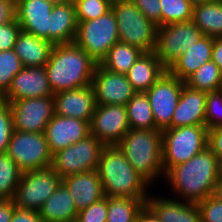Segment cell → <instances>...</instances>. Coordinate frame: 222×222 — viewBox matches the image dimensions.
Listing matches in <instances>:
<instances>
[{
  "label": "cell",
  "mask_w": 222,
  "mask_h": 222,
  "mask_svg": "<svg viewBox=\"0 0 222 222\" xmlns=\"http://www.w3.org/2000/svg\"><path fill=\"white\" fill-rule=\"evenodd\" d=\"M221 174L222 165L207 147L187 162L171 167L165 173L163 182L167 181L173 195L171 198L198 203L213 195Z\"/></svg>",
  "instance_id": "cell-1"
},
{
  "label": "cell",
  "mask_w": 222,
  "mask_h": 222,
  "mask_svg": "<svg viewBox=\"0 0 222 222\" xmlns=\"http://www.w3.org/2000/svg\"><path fill=\"white\" fill-rule=\"evenodd\" d=\"M97 63L78 45H54L44 66L53 94L91 85Z\"/></svg>",
  "instance_id": "cell-2"
},
{
  "label": "cell",
  "mask_w": 222,
  "mask_h": 222,
  "mask_svg": "<svg viewBox=\"0 0 222 222\" xmlns=\"http://www.w3.org/2000/svg\"><path fill=\"white\" fill-rule=\"evenodd\" d=\"M97 172L105 197H149L151 185L128 163L117 145L102 148Z\"/></svg>",
  "instance_id": "cell-3"
},
{
  "label": "cell",
  "mask_w": 222,
  "mask_h": 222,
  "mask_svg": "<svg viewBox=\"0 0 222 222\" xmlns=\"http://www.w3.org/2000/svg\"><path fill=\"white\" fill-rule=\"evenodd\" d=\"M117 147L128 163L150 185L154 186V181L164 179L161 130L130 128Z\"/></svg>",
  "instance_id": "cell-4"
},
{
  "label": "cell",
  "mask_w": 222,
  "mask_h": 222,
  "mask_svg": "<svg viewBox=\"0 0 222 222\" xmlns=\"http://www.w3.org/2000/svg\"><path fill=\"white\" fill-rule=\"evenodd\" d=\"M119 41L138 48L143 53L154 52L157 28L130 0H112Z\"/></svg>",
  "instance_id": "cell-5"
},
{
  "label": "cell",
  "mask_w": 222,
  "mask_h": 222,
  "mask_svg": "<svg viewBox=\"0 0 222 222\" xmlns=\"http://www.w3.org/2000/svg\"><path fill=\"white\" fill-rule=\"evenodd\" d=\"M205 125H191L162 130V165L164 173L187 162L208 147Z\"/></svg>",
  "instance_id": "cell-6"
},
{
  "label": "cell",
  "mask_w": 222,
  "mask_h": 222,
  "mask_svg": "<svg viewBox=\"0 0 222 222\" xmlns=\"http://www.w3.org/2000/svg\"><path fill=\"white\" fill-rule=\"evenodd\" d=\"M117 42H119L118 27L112 9L96 19L78 22L74 43L97 64L101 63L109 49Z\"/></svg>",
  "instance_id": "cell-7"
},
{
  "label": "cell",
  "mask_w": 222,
  "mask_h": 222,
  "mask_svg": "<svg viewBox=\"0 0 222 222\" xmlns=\"http://www.w3.org/2000/svg\"><path fill=\"white\" fill-rule=\"evenodd\" d=\"M104 146L98 138L90 134L85 139L52 154L51 168L62 179L69 175L97 170Z\"/></svg>",
  "instance_id": "cell-8"
},
{
  "label": "cell",
  "mask_w": 222,
  "mask_h": 222,
  "mask_svg": "<svg viewBox=\"0 0 222 222\" xmlns=\"http://www.w3.org/2000/svg\"><path fill=\"white\" fill-rule=\"evenodd\" d=\"M6 153L22 172L51 167L52 153L44 133L14 130Z\"/></svg>",
  "instance_id": "cell-9"
},
{
  "label": "cell",
  "mask_w": 222,
  "mask_h": 222,
  "mask_svg": "<svg viewBox=\"0 0 222 222\" xmlns=\"http://www.w3.org/2000/svg\"><path fill=\"white\" fill-rule=\"evenodd\" d=\"M61 183L62 178L51 167L23 172L14 203L20 209L39 211Z\"/></svg>",
  "instance_id": "cell-10"
},
{
  "label": "cell",
  "mask_w": 222,
  "mask_h": 222,
  "mask_svg": "<svg viewBox=\"0 0 222 222\" xmlns=\"http://www.w3.org/2000/svg\"><path fill=\"white\" fill-rule=\"evenodd\" d=\"M203 36L192 20L159 26L154 53L168 69L176 59Z\"/></svg>",
  "instance_id": "cell-11"
},
{
  "label": "cell",
  "mask_w": 222,
  "mask_h": 222,
  "mask_svg": "<svg viewBox=\"0 0 222 222\" xmlns=\"http://www.w3.org/2000/svg\"><path fill=\"white\" fill-rule=\"evenodd\" d=\"M185 81L166 71L147 91L153 112L155 130L171 128V120L179 102Z\"/></svg>",
  "instance_id": "cell-12"
},
{
  "label": "cell",
  "mask_w": 222,
  "mask_h": 222,
  "mask_svg": "<svg viewBox=\"0 0 222 222\" xmlns=\"http://www.w3.org/2000/svg\"><path fill=\"white\" fill-rule=\"evenodd\" d=\"M4 102L10 105L14 130L17 131L44 133L55 114L53 96Z\"/></svg>",
  "instance_id": "cell-13"
},
{
  "label": "cell",
  "mask_w": 222,
  "mask_h": 222,
  "mask_svg": "<svg viewBox=\"0 0 222 222\" xmlns=\"http://www.w3.org/2000/svg\"><path fill=\"white\" fill-rule=\"evenodd\" d=\"M129 129L127 110L124 105L96 104L90 121V133L104 145H117Z\"/></svg>",
  "instance_id": "cell-14"
},
{
  "label": "cell",
  "mask_w": 222,
  "mask_h": 222,
  "mask_svg": "<svg viewBox=\"0 0 222 222\" xmlns=\"http://www.w3.org/2000/svg\"><path fill=\"white\" fill-rule=\"evenodd\" d=\"M91 85L98 105L126 106L136 93L125 74L111 72L100 64L95 68Z\"/></svg>",
  "instance_id": "cell-15"
},
{
  "label": "cell",
  "mask_w": 222,
  "mask_h": 222,
  "mask_svg": "<svg viewBox=\"0 0 222 222\" xmlns=\"http://www.w3.org/2000/svg\"><path fill=\"white\" fill-rule=\"evenodd\" d=\"M90 134V122L59 114H54L44 131L52 154L85 139Z\"/></svg>",
  "instance_id": "cell-16"
},
{
  "label": "cell",
  "mask_w": 222,
  "mask_h": 222,
  "mask_svg": "<svg viewBox=\"0 0 222 222\" xmlns=\"http://www.w3.org/2000/svg\"><path fill=\"white\" fill-rule=\"evenodd\" d=\"M58 0H16V19L22 31L50 42V15Z\"/></svg>",
  "instance_id": "cell-17"
},
{
  "label": "cell",
  "mask_w": 222,
  "mask_h": 222,
  "mask_svg": "<svg viewBox=\"0 0 222 222\" xmlns=\"http://www.w3.org/2000/svg\"><path fill=\"white\" fill-rule=\"evenodd\" d=\"M44 67H24L12 79L2 101L53 96Z\"/></svg>",
  "instance_id": "cell-18"
},
{
  "label": "cell",
  "mask_w": 222,
  "mask_h": 222,
  "mask_svg": "<svg viewBox=\"0 0 222 222\" xmlns=\"http://www.w3.org/2000/svg\"><path fill=\"white\" fill-rule=\"evenodd\" d=\"M53 97L55 114L78 118L88 122L91 121L96 107V99L92 85L61 91L55 93Z\"/></svg>",
  "instance_id": "cell-19"
},
{
  "label": "cell",
  "mask_w": 222,
  "mask_h": 222,
  "mask_svg": "<svg viewBox=\"0 0 222 222\" xmlns=\"http://www.w3.org/2000/svg\"><path fill=\"white\" fill-rule=\"evenodd\" d=\"M158 195L149 194L146 206L161 222H201L197 203Z\"/></svg>",
  "instance_id": "cell-20"
},
{
  "label": "cell",
  "mask_w": 222,
  "mask_h": 222,
  "mask_svg": "<svg viewBox=\"0 0 222 222\" xmlns=\"http://www.w3.org/2000/svg\"><path fill=\"white\" fill-rule=\"evenodd\" d=\"M62 183L69 190L78 212L105 197L97 170L66 176Z\"/></svg>",
  "instance_id": "cell-21"
},
{
  "label": "cell",
  "mask_w": 222,
  "mask_h": 222,
  "mask_svg": "<svg viewBox=\"0 0 222 222\" xmlns=\"http://www.w3.org/2000/svg\"><path fill=\"white\" fill-rule=\"evenodd\" d=\"M207 92L183 86L182 93L171 120V128L205 125Z\"/></svg>",
  "instance_id": "cell-22"
},
{
  "label": "cell",
  "mask_w": 222,
  "mask_h": 222,
  "mask_svg": "<svg viewBox=\"0 0 222 222\" xmlns=\"http://www.w3.org/2000/svg\"><path fill=\"white\" fill-rule=\"evenodd\" d=\"M77 26L73 0H58L50 15V42L53 45L73 43Z\"/></svg>",
  "instance_id": "cell-23"
},
{
  "label": "cell",
  "mask_w": 222,
  "mask_h": 222,
  "mask_svg": "<svg viewBox=\"0 0 222 222\" xmlns=\"http://www.w3.org/2000/svg\"><path fill=\"white\" fill-rule=\"evenodd\" d=\"M213 42L214 38L204 35L176 59L167 71L172 76L185 81L200 66L212 60Z\"/></svg>",
  "instance_id": "cell-24"
},
{
  "label": "cell",
  "mask_w": 222,
  "mask_h": 222,
  "mask_svg": "<svg viewBox=\"0 0 222 222\" xmlns=\"http://www.w3.org/2000/svg\"><path fill=\"white\" fill-rule=\"evenodd\" d=\"M53 46L47 39L21 30L13 50L24 67H44L49 60Z\"/></svg>",
  "instance_id": "cell-25"
},
{
  "label": "cell",
  "mask_w": 222,
  "mask_h": 222,
  "mask_svg": "<svg viewBox=\"0 0 222 222\" xmlns=\"http://www.w3.org/2000/svg\"><path fill=\"white\" fill-rule=\"evenodd\" d=\"M167 68L158 60L154 52L142 53L125 74L136 92L147 91Z\"/></svg>",
  "instance_id": "cell-26"
},
{
  "label": "cell",
  "mask_w": 222,
  "mask_h": 222,
  "mask_svg": "<svg viewBox=\"0 0 222 222\" xmlns=\"http://www.w3.org/2000/svg\"><path fill=\"white\" fill-rule=\"evenodd\" d=\"M43 222H71L78 211L67 187L61 183L39 210Z\"/></svg>",
  "instance_id": "cell-27"
},
{
  "label": "cell",
  "mask_w": 222,
  "mask_h": 222,
  "mask_svg": "<svg viewBox=\"0 0 222 222\" xmlns=\"http://www.w3.org/2000/svg\"><path fill=\"white\" fill-rule=\"evenodd\" d=\"M192 21L203 35L222 37V3L211 1L193 6Z\"/></svg>",
  "instance_id": "cell-28"
},
{
  "label": "cell",
  "mask_w": 222,
  "mask_h": 222,
  "mask_svg": "<svg viewBox=\"0 0 222 222\" xmlns=\"http://www.w3.org/2000/svg\"><path fill=\"white\" fill-rule=\"evenodd\" d=\"M147 199L107 197L106 222H138Z\"/></svg>",
  "instance_id": "cell-29"
},
{
  "label": "cell",
  "mask_w": 222,
  "mask_h": 222,
  "mask_svg": "<svg viewBox=\"0 0 222 222\" xmlns=\"http://www.w3.org/2000/svg\"><path fill=\"white\" fill-rule=\"evenodd\" d=\"M142 53L138 48L119 41L109 49L100 65L111 72L126 74Z\"/></svg>",
  "instance_id": "cell-30"
},
{
  "label": "cell",
  "mask_w": 222,
  "mask_h": 222,
  "mask_svg": "<svg viewBox=\"0 0 222 222\" xmlns=\"http://www.w3.org/2000/svg\"><path fill=\"white\" fill-rule=\"evenodd\" d=\"M125 107L131 129H155L153 112L145 92H136Z\"/></svg>",
  "instance_id": "cell-31"
},
{
  "label": "cell",
  "mask_w": 222,
  "mask_h": 222,
  "mask_svg": "<svg viewBox=\"0 0 222 222\" xmlns=\"http://www.w3.org/2000/svg\"><path fill=\"white\" fill-rule=\"evenodd\" d=\"M189 88L212 92L222 89V70L212 61L200 66L186 80Z\"/></svg>",
  "instance_id": "cell-32"
},
{
  "label": "cell",
  "mask_w": 222,
  "mask_h": 222,
  "mask_svg": "<svg viewBox=\"0 0 222 222\" xmlns=\"http://www.w3.org/2000/svg\"><path fill=\"white\" fill-rule=\"evenodd\" d=\"M22 171L5 152L0 153V199H13Z\"/></svg>",
  "instance_id": "cell-33"
},
{
  "label": "cell",
  "mask_w": 222,
  "mask_h": 222,
  "mask_svg": "<svg viewBox=\"0 0 222 222\" xmlns=\"http://www.w3.org/2000/svg\"><path fill=\"white\" fill-rule=\"evenodd\" d=\"M161 26L192 20L193 5L189 0H160Z\"/></svg>",
  "instance_id": "cell-34"
},
{
  "label": "cell",
  "mask_w": 222,
  "mask_h": 222,
  "mask_svg": "<svg viewBox=\"0 0 222 222\" xmlns=\"http://www.w3.org/2000/svg\"><path fill=\"white\" fill-rule=\"evenodd\" d=\"M24 68L13 49L0 51V98L8 91L12 79Z\"/></svg>",
  "instance_id": "cell-35"
},
{
  "label": "cell",
  "mask_w": 222,
  "mask_h": 222,
  "mask_svg": "<svg viewBox=\"0 0 222 222\" xmlns=\"http://www.w3.org/2000/svg\"><path fill=\"white\" fill-rule=\"evenodd\" d=\"M77 21H89L107 13L112 6V0H73Z\"/></svg>",
  "instance_id": "cell-36"
},
{
  "label": "cell",
  "mask_w": 222,
  "mask_h": 222,
  "mask_svg": "<svg viewBox=\"0 0 222 222\" xmlns=\"http://www.w3.org/2000/svg\"><path fill=\"white\" fill-rule=\"evenodd\" d=\"M205 126L208 130L222 126V89L207 92Z\"/></svg>",
  "instance_id": "cell-37"
},
{
  "label": "cell",
  "mask_w": 222,
  "mask_h": 222,
  "mask_svg": "<svg viewBox=\"0 0 222 222\" xmlns=\"http://www.w3.org/2000/svg\"><path fill=\"white\" fill-rule=\"evenodd\" d=\"M14 131L10 105L0 100V153H5Z\"/></svg>",
  "instance_id": "cell-38"
},
{
  "label": "cell",
  "mask_w": 222,
  "mask_h": 222,
  "mask_svg": "<svg viewBox=\"0 0 222 222\" xmlns=\"http://www.w3.org/2000/svg\"><path fill=\"white\" fill-rule=\"evenodd\" d=\"M201 222H222V202L213 195L197 203Z\"/></svg>",
  "instance_id": "cell-39"
},
{
  "label": "cell",
  "mask_w": 222,
  "mask_h": 222,
  "mask_svg": "<svg viewBox=\"0 0 222 222\" xmlns=\"http://www.w3.org/2000/svg\"><path fill=\"white\" fill-rule=\"evenodd\" d=\"M76 220L79 222H106L107 197H104L79 211Z\"/></svg>",
  "instance_id": "cell-40"
},
{
  "label": "cell",
  "mask_w": 222,
  "mask_h": 222,
  "mask_svg": "<svg viewBox=\"0 0 222 222\" xmlns=\"http://www.w3.org/2000/svg\"><path fill=\"white\" fill-rule=\"evenodd\" d=\"M20 31L21 27L17 19L7 24L0 25V51L14 49Z\"/></svg>",
  "instance_id": "cell-41"
},
{
  "label": "cell",
  "mask_w": 222,
  "mask_h": 222,
  "mask_svg": "<svg viewBox=\"0 0 222 222\" xmlns=\"http://www.w3.org/2000/svg\"><path fill=\"white\" fill-rule=\"evenodd\" d=\"M139 10L158 27L161 26L160 0H130Z\"/></svg>",
  "instance_id": "cell-42"
},
{
  "label": "cell",
  "mask_w": 222,
  "mask_h": 222,
  "mask_svg": "<svg viewBox=\"0 0 222 222\" xmlns=\"http://www.w3.org/2000/svg\"><path fill=\"white\" fill-rule=\"evenodd\" d=\"M208 148L217 156L222 165V126L208 131Z\"/></svg>",
  "instance_id": "cell-43"
},
{
  "label": "cell",
  "mask_w": 222,
  "mask_h": 222,
  "mask_svg": "<svg viewBox=\"0 0 222 222\" xmlns=\"http://www.w3.org/2000/svg\"><path fill=\"white\" fill-rule=\"evenodd\" d=\"M16 20V0H0V25Z\"/></svg>",
  "instance_id": "cell-44"
},
{
  "label": "cell",
  "mask_w": 222,
  "mask_h": 222,
  "mask_svg": "<svg viewBox=\"0 0 222 222\" xmlns=\"http://www.w3.org/2000/svg\"><path fill=\"white\" fill-rule=\"evenodd\" d=\"M10 222H43L39 211L15 208Z\"/></svg>",
  "instance_id": "cell-45"
},
{
  "label": "cell",
  "mask_w": 222,
  "mask_h": 222,
  "mask_svg": "<svg viewBox=\"0 0 222 222\" xmlns=\"http://www.w3.org/2000/svg\"><path fill=\"white\" fill-rule=\"evenodd\" d=\"M15 208L13 199H0V222H10Z\"/></svg>",
  "instance_id": "cell-46"
},
{
  "label": "cell",
  "mask_w": 222,
  "mask_h": 222,
  "mask_svg": "<svg viewBox=\"0 0 222 222\" xmlns=\"http://www.w3.org/2000/svg\"><path fill=\"white\" fill-rule=\"evenodd\" d=\"M212 61L222 70V37L214 38Z\"/></svg>",
  "instance_id": "cell-47"
},
{
  "label": "cell",
  "mask_w": 222,
  "mask_h": 222,
  "mask_svg": "<svg viewBox=\"0 0 222 222\" xmlns=\"http://www.w3.org/2000/svg\"><path fill=\"white\" fill-rule=\"evenodd\" d=\"M138 222H161L156 215L145 205L140 211Z\"/></svg>",
  "instance_id": "cell-48"
},
{
  "label": "cell",
  "mask_w": 222,
  "mask_h": 222,
  "mask_svg": "<svg viewBox=\"0 0 222 222\" xmlns=\"http://www.w3.org/2000/svg\"><path fill=\"white\" fill-rule=\"evenodd\" d=\"M213 196L220 202H222V174L217 184L215 185Z\"/></svg>",
  "instance_id": "cell-49"
},
{
  "label": "cell",
  "mask_w": 222,
  "mask_h": 222,
  "mask_svg": "<svg viewBox=\"0 0 222 222\" xmlns=\"http://www.w3.org/2000/svg\"><path fill=\"white\" fill-rule=\"evenodd\" d=\"M191 2V4L193 6L198 5V4H202V3H206V2H211L214 0H189Z\"/></svg>",
  "instance_id": "cell-50"
}]
</instances>
